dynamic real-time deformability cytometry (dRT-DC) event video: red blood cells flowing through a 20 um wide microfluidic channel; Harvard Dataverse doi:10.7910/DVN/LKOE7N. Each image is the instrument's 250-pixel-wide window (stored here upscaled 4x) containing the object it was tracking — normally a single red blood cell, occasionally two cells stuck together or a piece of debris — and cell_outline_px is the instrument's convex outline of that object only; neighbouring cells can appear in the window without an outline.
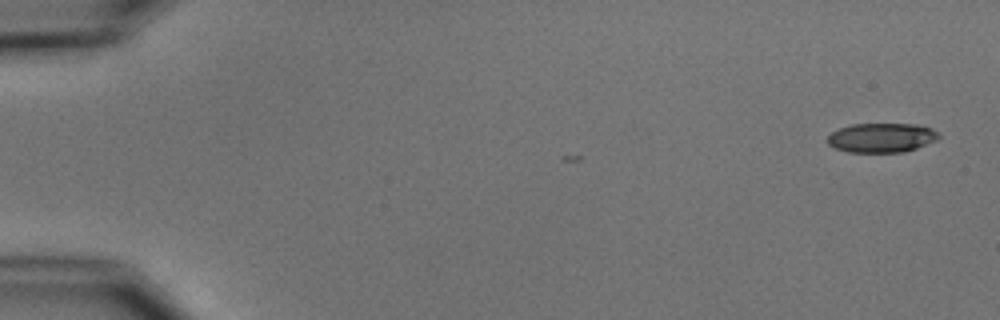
{"species": "common noctule bat (a hibernating species)", "species_latin": "Nyctalus noctula", "temperature_condition": "cold", "stored_images_in_passage": 3, "camera_frame_rate_fps": 3000, "um_per_image_px": 0.085, "animal": {"sex": "male", "body_mass_g": 15.6}, "frame": {"image": 1, "passage_image": 1, "time_ms": 0.0, "image_size_px": [1000, 320], "cell_outline_px": [[940, 136], [936, 140], [916, 148], [904, 152], [848, 152], [836, 148], [828, 144], [828, 136], [832, 132], [840, 128], [852, 124], [916, 124], [932, 128], [940, 132]], "centroid_in_image_um": [74.96, 11.7], "position_along_channel_um": 10.0, "area_um2": 19.02}}